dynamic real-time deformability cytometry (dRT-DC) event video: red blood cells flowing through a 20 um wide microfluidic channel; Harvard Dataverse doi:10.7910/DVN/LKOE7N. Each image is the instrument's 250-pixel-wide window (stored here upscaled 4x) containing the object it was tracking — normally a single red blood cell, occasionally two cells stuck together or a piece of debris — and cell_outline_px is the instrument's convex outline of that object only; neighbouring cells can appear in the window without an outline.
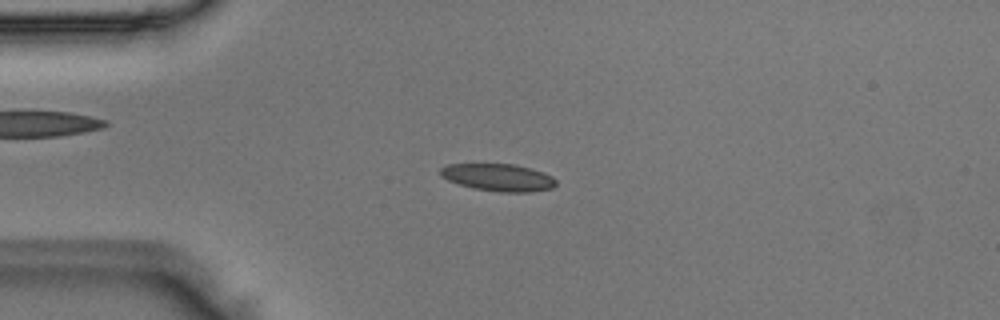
{"species": "Egyptian fruit bat (a non-hibernating species)", "species_latin": "Rousettus aegyptiacus", "temperature_condition": "room temperature", "stored_images_in_passage": 50, "camera_frame_rate_fps": 3000, "um_per_image_px": 0.085, "animal": {"sex": "male"}, "frame": {"image": 1, "passage_image": 12, "time_ms": 3.667, "image_size_px": [1000, 320], "cell_outline_px": [[556, 184], [552, 188], [528, 192], [500, 192], [476, 188], [460, 184], [448, 180], [440, 176], [440, 168], [448, 164], [512, 164], [528, 168], [552, 176], [556, 180]], "centroid_in_image_um": [42.33, 15.08], "position_along_channel_um": 42.7, "area_um2": 18.09}}
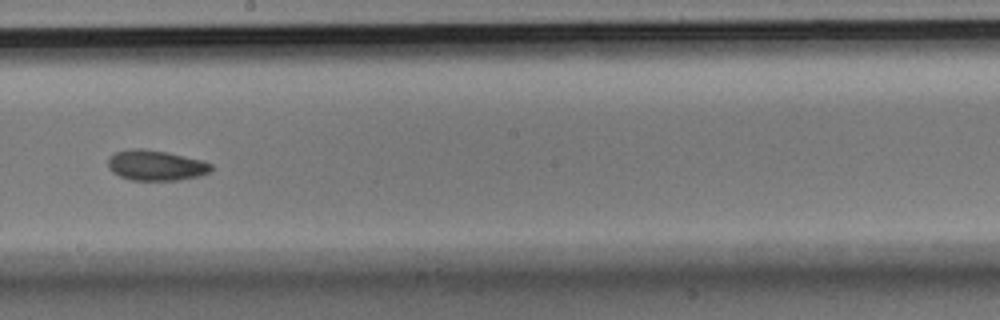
{"frame": {"image": 2, "passage_image": 28, "time_ms": 9.0, "image_size_px": [1000, 320], "cell_outline_px": [[212, 168], [208, 172], [200, 176], [180, 180], [132, 180], [120, 176], [112, 172], [108, 168], [108, 156], [116, 152], [132, 148], [144, 148], [168, 152], [200, 160], [212, 164]], "centroid_in_image_um": [13.21, 14.05], "position_along_channel_um": 235.0, "area_um2": 18.32}}
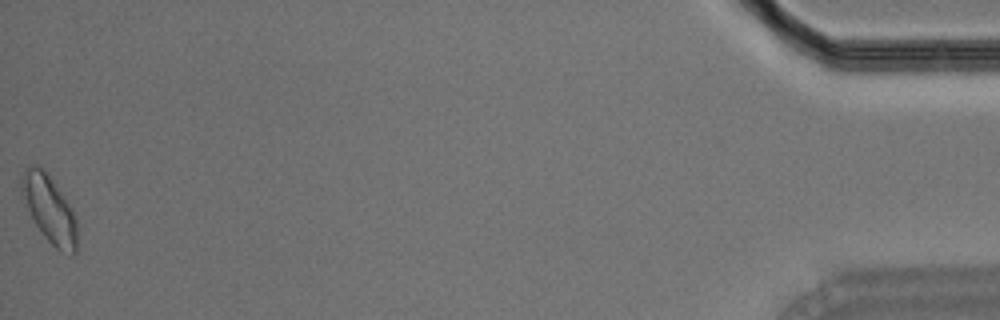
{"frame": {"image": 3, "passage_image": 50, "time_ms": 16.333, "image_size_px": [1000, 320], "cell_outline_px": [[76, 252], [72, 256], [60, 252], [44, 236], [36, 224], [20, 192], [20, 176], [24, 168], [32, 164], [36, 164], [44, 168], [72, 208], [76, 216]], "centroid_in_image_um": [4.18, 17.74], "position_along_channel_um": 431.0, "area_um2": 21.85}}